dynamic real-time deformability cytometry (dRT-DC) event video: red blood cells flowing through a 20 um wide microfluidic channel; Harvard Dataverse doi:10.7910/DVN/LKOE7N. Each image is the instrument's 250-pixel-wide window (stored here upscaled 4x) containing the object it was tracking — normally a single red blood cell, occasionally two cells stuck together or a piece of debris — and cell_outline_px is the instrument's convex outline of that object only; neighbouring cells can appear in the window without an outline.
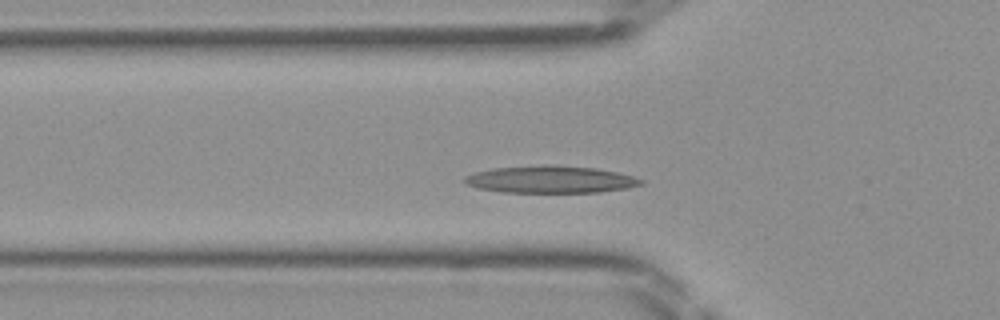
{"species": "Egyptian fruit bat (a non-hibernating species)", "species_latin": "Rousettus aegyptiacus", "temperature_condition": "room temperature", "stored_images_in_passage": 41, "camera_frame_rate_fps": 3000, "um_per_image_px": 0.085, "frame": {"image": 1, "passage_image": 9, "time_ms": 2.667, "image_size_px": [1000, 320], "cell_outline_px": [[644, 184], [628, 188], [600, 192], [500, 192], [480, 188], [468, 184], [464, 180], [464, 176], [472, 172], [492, 168], [544, 164], [552, 164], [596, 168], [616, 172], [632, 176], [644, 180]], "centroid_in_image_um": [46.8, 15.24], "position_along_channel_um": 79.0, "area_um2": 28.15}}
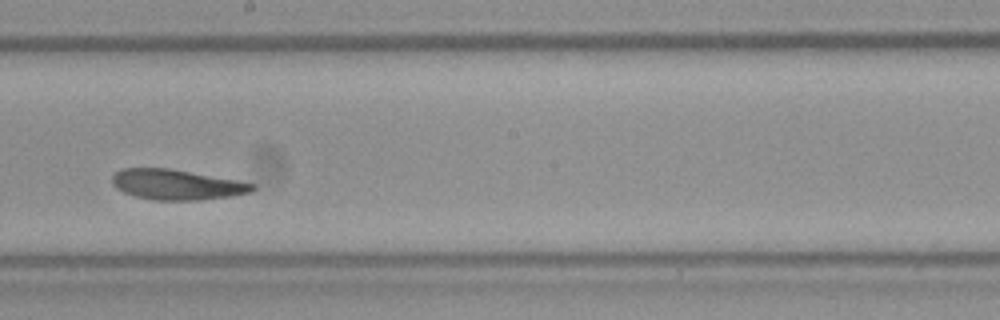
{"frame": {"image": 2, "passage_image": 20, "time_ms": 6.333, "image_size_px": [1000, 320], "cell_outline_px": [[256, 188], [252, 192], [232, 196], [200, 200], [152, 200], [136, 196], [124, 192], [116, 188], [112, 184], [112, 176], [116, 172], [124, 168], [168, 168], [240, 180], [256, 184]], "centroid_in_image_um": [15.06, 15.69], "position_along_channel_um": 233.1, "area_um2": 24.91}}
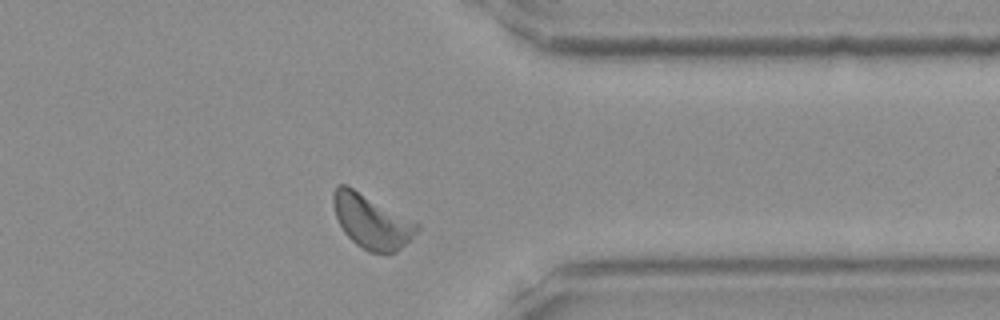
{"frame": {"image": 3, "passage_image": 31, "time_ms": 10.0, "image_size_px": [1000, 320], "cell_outline_px": [[420, 228], [412, 240], [396, 252], [368, 252], [356, 244], [344, 232], [336, 216], [332, 204], [332, 192], [336, 184], [344, 184], [352, 188], [420, 224]], "centroid_in_image_um": [31.58, 18.83], "position_along_channel_um": 379.8, "area_um2": 26.07}}